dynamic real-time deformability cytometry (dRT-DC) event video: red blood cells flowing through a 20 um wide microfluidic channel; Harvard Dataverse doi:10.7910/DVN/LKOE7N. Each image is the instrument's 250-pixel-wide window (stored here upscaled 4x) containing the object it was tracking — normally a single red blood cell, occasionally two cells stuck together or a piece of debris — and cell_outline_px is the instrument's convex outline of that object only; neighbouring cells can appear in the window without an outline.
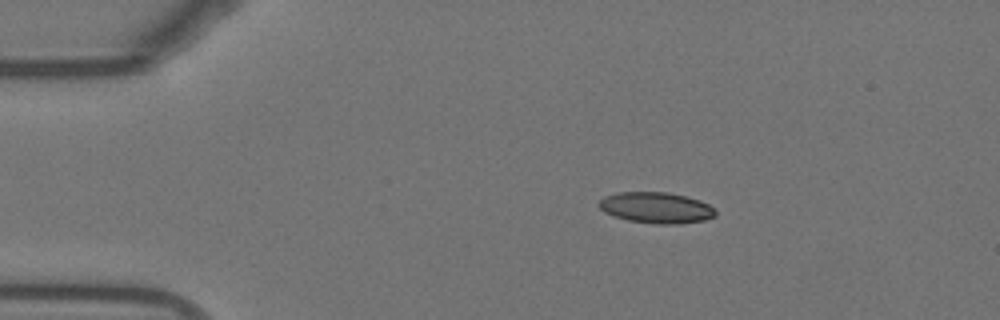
{"species": "Egyptian fruit bat (a non-hibernating species)", "species_latin": "Rousettus aegyptiacus", "temperature_condition": "warm", "stored_images_in_passage": 29, "camera_frame_rate_fps": 3000, "um_per_image_px": 0.085, "animal": {"sex": "female"}, "frame": {"image": 1, "passage_image": 9, "time_ms": 2.667, "image_size_px": [1000, 320], "cell_outline_px": [[716, 216], [704, 220], [680, 224], [656, 224], [628, 220], [604, 212], [596, 204], [604, 196], [620, 192], [668, 192], [700, 200], [716, 208]], "centroid_in_image_um": [55.79, 17.65], "position_along_channel_um": 29.2, "area_um2": 21.15}}
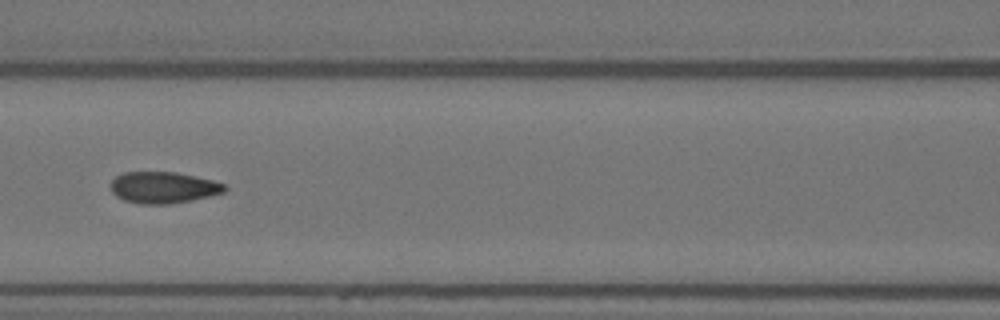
{"frame": {"image": 2, "passage_image": 23, "time_ms": 7.333, "image_size_px": [1000, 320], "cell_outline_px": [[228, 188], [224, 192], [208, 196], [172, 204], [140, 204], [124, 200], [116, 196], [112, 192], [108, 184], [116, 176], [124, 172], [176, 172], [212, 180], [224, 184]], "centroid_in_image_um": [13.84, 15.94], "position_along_channel_um": 152.8, "area_um2": 20.92}}
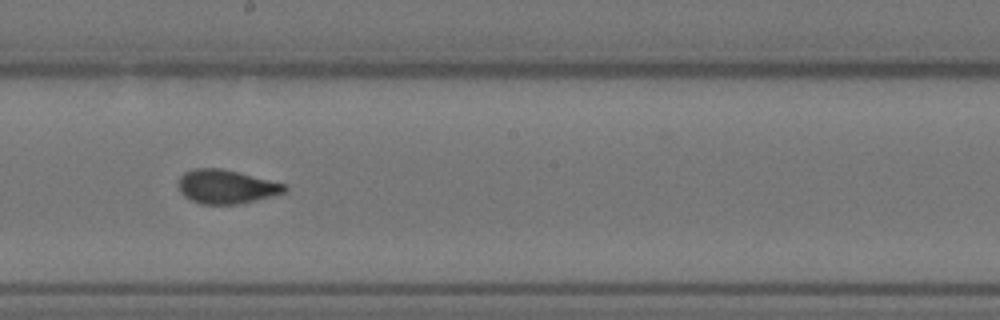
{"frame": {"image": 3, "passage_image": 29, "time_ms": 9.333, "image_size_px": [1000, 320], "cell_outline_px": [[288, 188], [284, 192], [272, 196], [256, 200], [236, 204], [200, 204], [184, 196], [180, 192], [176, 184], [180, 176], [184, 172], [196, 168], [220, 168], [288, 184]], "centroid_in_image_um": [19.21, 15.86], "position_along_channel_um": 229.0, "area_um2": 21.04}}